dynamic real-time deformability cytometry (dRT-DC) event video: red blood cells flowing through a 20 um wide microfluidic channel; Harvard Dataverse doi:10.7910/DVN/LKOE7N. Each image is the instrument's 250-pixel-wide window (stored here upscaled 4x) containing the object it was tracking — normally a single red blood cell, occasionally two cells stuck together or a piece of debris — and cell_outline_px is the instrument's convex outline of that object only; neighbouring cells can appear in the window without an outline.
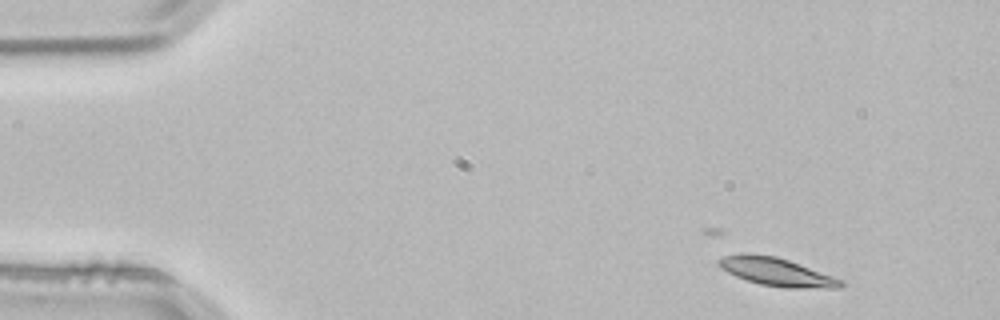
{"species": "common noctule bat (a hibernating species)", "species_latin": "Nyctalus noctula", "temperature_condition": "room temperature", "stored_images_in_passage": 3, "camera_frame_rate_fps": 3000, "um_per_image_px": 0.085, "animal": {"sex": "male", "body_mass_g": 21.5, "forearm_length_mm": 52.0}, "frame": {"image": 1, "passage_image": 1, "time_ms": 0.0, "image_size_px": [1000, 320], "cell_outline_px": [[844, 284], [840, 288], [784, 288], [760, 284], [736, 276], [720, 268], [716, 264], [716, 260], [724, 256], [740, 252], [748, 252], [776, 256], [800, 264], [844, 280]], "centroid_in_image_um": [65.98, 23.09], "position_along_channel_um": 19.0, "area_um2": 20.29}}
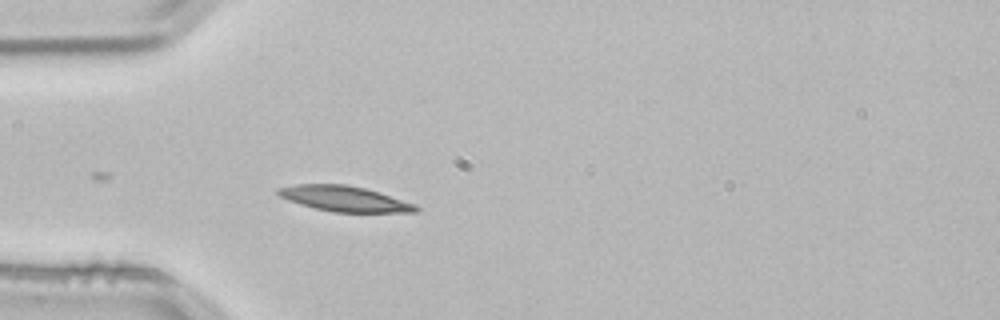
{"frame": {"image": 2, "passage_image": 3, "time_ms": 0.667, "image_size_px": [1000, 320], "cell_outline_px": [[420, 212], [332, 212], [300, 204], [288, 200], [280, 196], [276, 192], [276, 188], [296, 184], [344, 184], [364, 188], [416, 204], [420, 208]], "centroid_in_image_um": [29.27, 16.89], "position_along_channel_um": 55.7, "area_um2": 20.29}}